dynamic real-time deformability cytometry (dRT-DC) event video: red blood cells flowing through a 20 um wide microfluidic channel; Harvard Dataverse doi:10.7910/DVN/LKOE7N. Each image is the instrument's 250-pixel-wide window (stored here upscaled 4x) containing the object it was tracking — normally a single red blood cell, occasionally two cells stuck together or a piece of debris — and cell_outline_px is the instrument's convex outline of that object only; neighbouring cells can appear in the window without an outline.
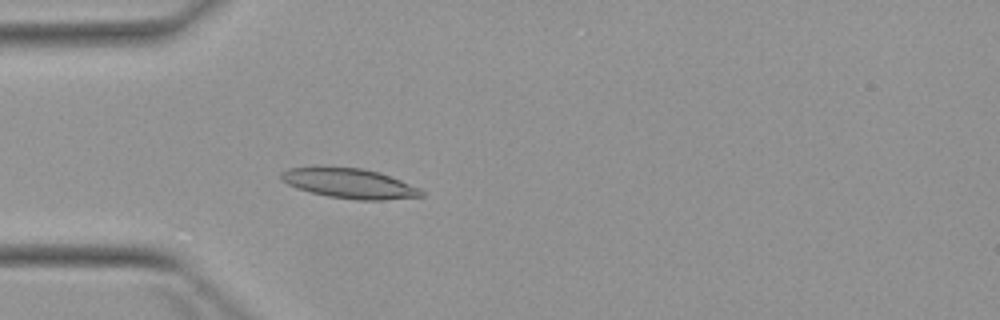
{"species": "Egyptian fruit bat (a non-hibernating species)", "species_latin": "Rousettus aegyptiacus", "temperature_condition": "warm", "stored_images_in_passage": 5, "camera_frame_rate_fps": 3000, "um_per_image_px": 0.085, "animal": {"sex": "female"}, "frame": {"image": 1, "passage_image": 5, "time_ms": 4.667, "image_size_px": [1000, 320], "cell_outline_px": [[424, 196], [384, 200], [356, 200], [328, 196], [296, 188], [280, 180], [280, 172], [288, 168], [316, 164], [320, 164], [364, 168], [380, 172], [420, 188], [424, 192]], "centroid_in_image_um": [29.63, 15.54], "position_along_channel_um": 55.4, "area_um2": 25.32}}